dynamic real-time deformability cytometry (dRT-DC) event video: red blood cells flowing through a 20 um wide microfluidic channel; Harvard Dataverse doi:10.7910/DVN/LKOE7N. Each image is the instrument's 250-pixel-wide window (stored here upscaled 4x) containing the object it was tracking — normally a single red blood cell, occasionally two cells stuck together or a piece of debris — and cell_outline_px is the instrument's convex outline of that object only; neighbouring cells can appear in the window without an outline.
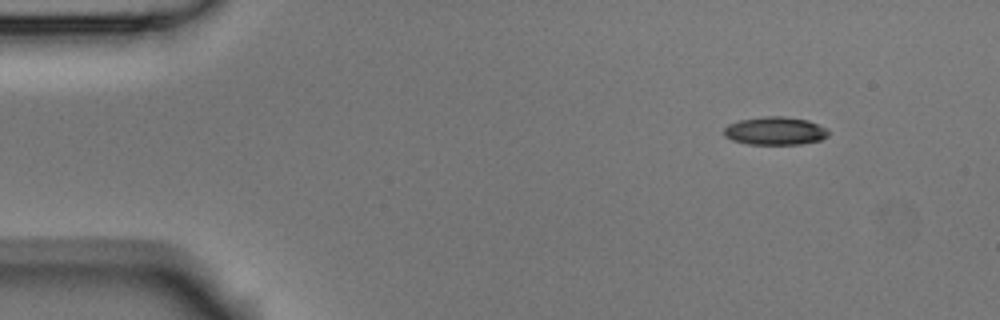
{"species": "Egyptian fruit bat (a non-hibernating species)", "species_latin": "Rousettus aegyptiacus", "temperature_condition": "room temperature", "stored_images_in_passage": 4, "camera_frame_rate_fps": 3000, "um_per_image_px": 0.085, "animal": {"sex": "male"}, "frame": {"image": 1, "passage_image": 1, "time_ms": 0.0, "image_size_px": [1000, 320], "cell_outline_px": [[828, 136], [820, 140], [800, 144], [748, 144], [732, 140], [724, 136], [724, 128], [728, 124], [740, 120], [764, 116], [784, 116], [808, 120], [828, 128]], "centroid_in_image_um": [65.89, 11.12], "position_along_channel_um": 19.1, "area_um2": 17.17}}
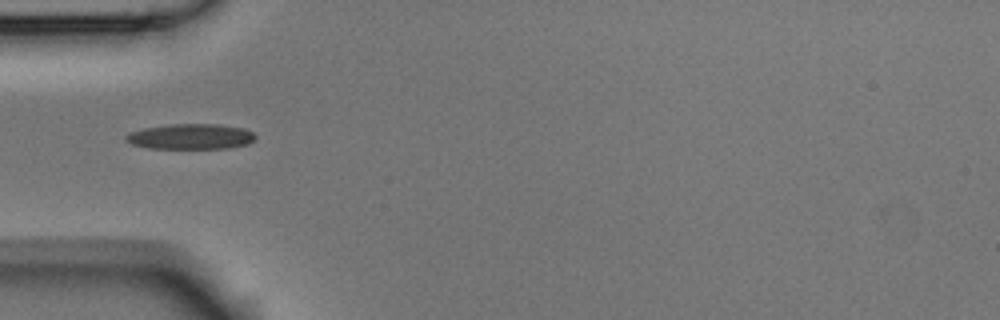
{"frame": {"image": 2, "passage_image": 4, "time_ms": 1.0, "image_size_px": [1000, 320], "cell_outline_px": [[256, 140], [248, 144], [232, 148], [148, 148], [132, 144], [124, 140], [124, 136], [128, 132], [144, 128], [172, 124], [216, 124], [244, 128], [252, 132], [256, 136]], "centroid_in_image_um": [16.21, 11.61], "position_along_channel_um": 68.8, "area_um2": 19.31}}